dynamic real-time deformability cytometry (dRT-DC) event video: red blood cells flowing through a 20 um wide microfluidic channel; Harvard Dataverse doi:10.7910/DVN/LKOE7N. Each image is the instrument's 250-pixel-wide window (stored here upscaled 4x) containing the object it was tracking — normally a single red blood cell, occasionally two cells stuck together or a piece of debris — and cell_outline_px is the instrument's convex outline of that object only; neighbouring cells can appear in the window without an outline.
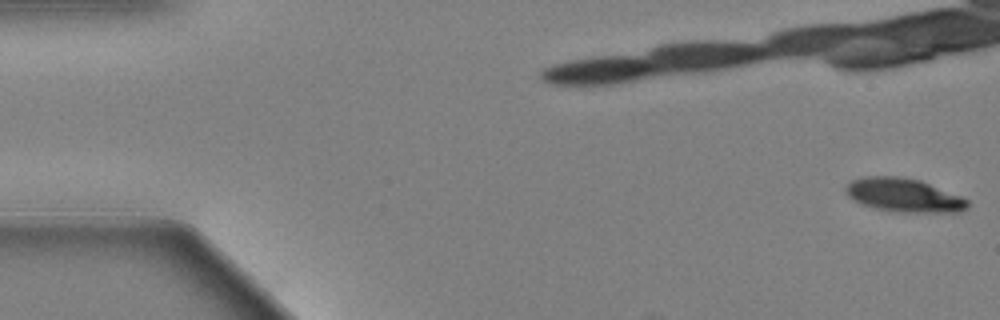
{"species": "Egyptian fruit bat (a non-hibernating species)", "species_latin": "Rousettus aegyptiacus", "temperature_condition": "warm", "stored_images_in_passage": 40, "camera_frame_rate_fps": 3000, "um_per_image_px": 0.085, "animal": {"sex": "female"}, "frame": {"image": 1, "passage_image": 1, "time_ms": 0.0, "image_size_px": [1000, 320], "cell_outline_px": [[968, 208], [960, 212], [900, 212], [876, 208], [864, 204], [848, 196], [844, 192], [844, 188], [852, 180], [864, 176], [900, 176], [920, 180], [960, 196], [968, 200]], "centroid_in_image_um": [76.82, 16.58], "position_along_channel_um": 8.2, "area_um2": 23.7}}